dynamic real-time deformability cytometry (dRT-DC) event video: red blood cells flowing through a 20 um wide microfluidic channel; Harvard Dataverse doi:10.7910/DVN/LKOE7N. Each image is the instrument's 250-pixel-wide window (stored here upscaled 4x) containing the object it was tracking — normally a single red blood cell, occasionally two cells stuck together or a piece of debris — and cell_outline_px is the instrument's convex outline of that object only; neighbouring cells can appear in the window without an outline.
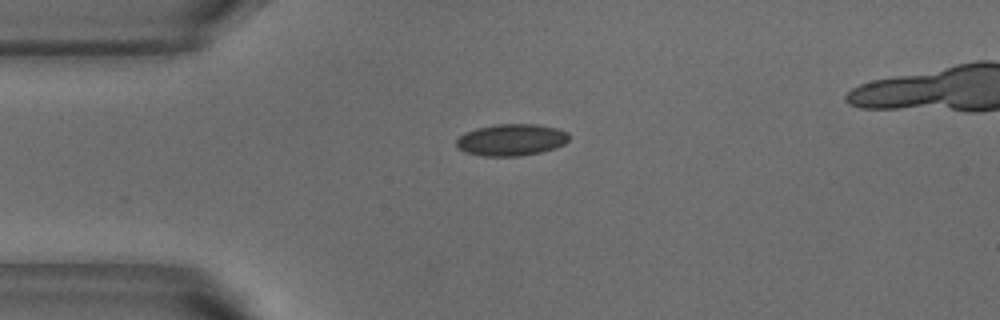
{"species": "common noctule bat (a hibernating species)", "species_latin": "Nyctalus noctula", "temperature_condition": "warm", "stored_images_in_passage": 19, "camera_frame_rate_fps": 3000, "um_per_image_px": 0.085, "animal": {"sex": "male", "body_mass_g": 18.8}, "frame": {"image": 1, "passage_image": 1, "time_ms": 0.0, "image_size_px": [1000, 320], "cell_outline_px": [[568, 140], [564, 144], [556, 148], [540, 152], [520, 156], [484, 156], [464, 152], [456, 148], [456, 140], [464, 132], [476, 128], [496, 124], [536, 124], [556, 128], [568, 132]], "centroid_in_image_um": [43.43, 11.89], "position_along_channel_um": 41.6, "area_um2": 20.98}}
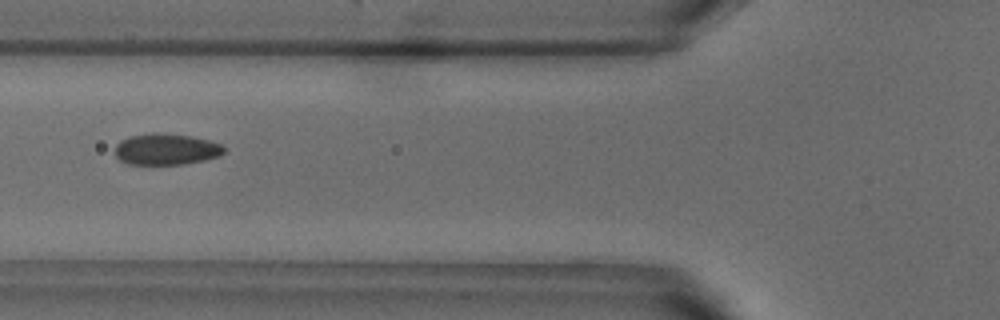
{"frame": {"image": 2, "passage_image": 8, "time_ms": 2.333, "image_size_px": [1000, 320], "cell_outline_px": [[224, 152], [220, 156], [204, 160], [184, 164], [128, 164], [120, 160], [116, 156], [116, 144], [120, 140], [128, 136], [152, 132], [192, 136], [208, 140], [220, 144], [224, 148]], "centroid_in_image_um": [14.1, 12.68], "position_along_channel_um": 111.7, "area_um2": 19.88}}